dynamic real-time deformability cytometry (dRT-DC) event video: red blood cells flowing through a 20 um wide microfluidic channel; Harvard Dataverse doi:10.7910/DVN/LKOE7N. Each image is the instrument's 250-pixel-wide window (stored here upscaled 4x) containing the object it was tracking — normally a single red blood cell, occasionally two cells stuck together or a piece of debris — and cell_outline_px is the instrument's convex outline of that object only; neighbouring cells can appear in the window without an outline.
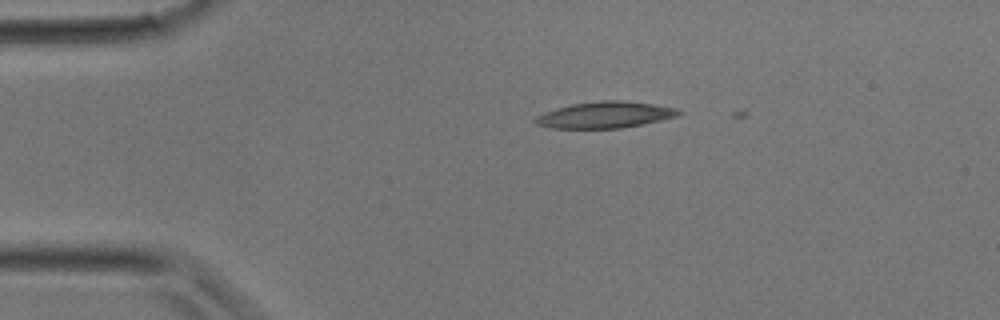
{"species": "common noctule bat (a hibernating species)", "species_latin": "Nyctalus noctula", "temperature_condition": "room temperature", "stored_images_in_passage": 3, "camera_frame_rate_fps": 3000, "um_per_image_px": 0.085, "animal": {"sex": "male", "body_mass_g": 17.9}, "frame": {"image": 1, "passage_image": 2, "time_ms": 0.333, "image_size_px": [1000, 320], "cell_outline_px": [[684, 112], [680, 116], [620, 128], [552, 128], [536, 124], [532, 120], [536, 116], [544, 112], [556, 108], [572, 104], [604, 100], [620, 100], [652, 104], [676, 108]], "centroid_in_image_um": [51.42, 9.76], "position_along_channel_um": 33.6, "area_um2": 21.91}}